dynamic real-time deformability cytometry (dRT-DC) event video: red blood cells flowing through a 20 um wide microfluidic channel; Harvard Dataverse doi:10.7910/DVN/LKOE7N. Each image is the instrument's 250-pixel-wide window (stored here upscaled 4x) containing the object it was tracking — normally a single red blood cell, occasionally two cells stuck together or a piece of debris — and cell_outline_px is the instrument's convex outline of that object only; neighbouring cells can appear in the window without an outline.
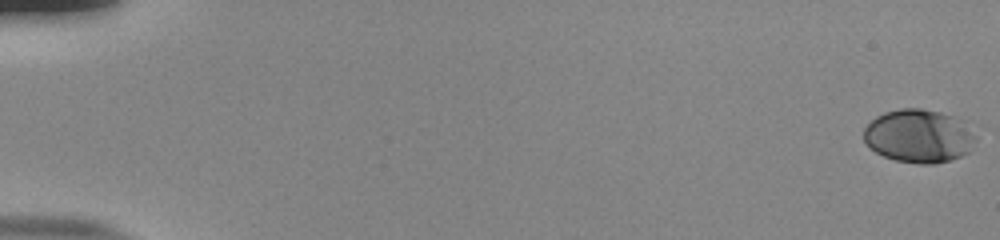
{"species": "human", "species_latin": "Homo sapiens", "temperature_condition": "room temperature", "stored_images_in_passage": 55, "camera_frame_rate_fps": 3000, "um_per_image_px": 0.085, "donor": {"sex": "male"}, "frame": {"image": 1, "passage_image": 1, "time_ms": 0.0, "image_size_px": [1000, 240], "cell_outline_px": [[976, 140], [968, 152], [960, 156], [948, 160], [932, 164], [920, 164], [896, 160], [884, 156], [868, 148], [864, 140], [864, 128], [876, 116], [884, 112], [900, 108], [920, 108], [940, 112], [964, 120], [976, 136]], "centroid_in_image_um": [78.09, 11.55], "position_along_channel_um": 6.9, "area_um2": 34.91}}
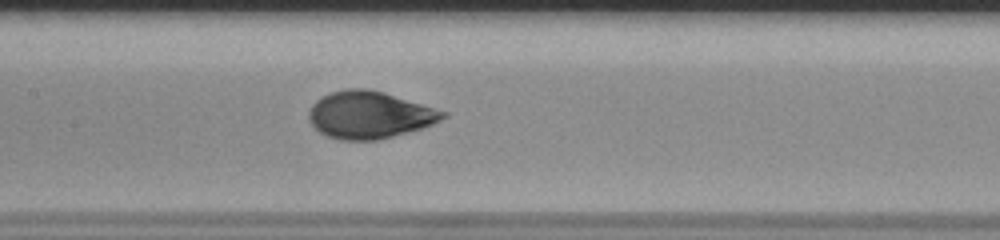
{"frame": {"image": 2, "passage_image": 29, "time_ms": 9.333, "image_size_px": [1000, 240], "cell_outline_px": [[448, 116], [424, 128], [380, 140], [340, 140], [328, 136], [320, 132], [308, 120], [308, 112], [312, 104], [316, 100], [332, 92], [348, 88], [364, 88], [384, 92], [448, 112]], "centroid_in_image_um": [31.42, 9.77], "position_along_channel_um": 176.0, "area_um2": 36.93}}
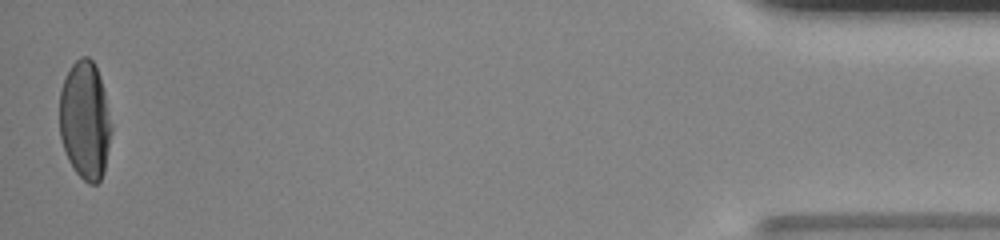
{"frame": {"image": 3, "passage_image": 55, "time_ms": 18.0, "image_size_px": [1000, 240], "cell_outline_px": [[112, 128], [104, 172], [100, 180], [96, 184], [88, 184], [76, 172], [68, 160], [60, 136], [60, 88], [72, 64], [80, 56], [88, 56], [92, 60], [100, 76], [112, 124]], "centroid_in_image_um": [7.23, 10.23], "position_along_channel_um": 428.0, "area_um2": 35.66}, "authors_computed_cell_mechanics": {"area_um2": 35.836, "velocity_mm_per_s": 3.8319, "shape_relaxation_time_tau1_ms": 4.0668, "shape_relaxation_time_tau2_ms": null, "deformation_change_tau1": 0.1949, "deformation_change_tau2": null}}